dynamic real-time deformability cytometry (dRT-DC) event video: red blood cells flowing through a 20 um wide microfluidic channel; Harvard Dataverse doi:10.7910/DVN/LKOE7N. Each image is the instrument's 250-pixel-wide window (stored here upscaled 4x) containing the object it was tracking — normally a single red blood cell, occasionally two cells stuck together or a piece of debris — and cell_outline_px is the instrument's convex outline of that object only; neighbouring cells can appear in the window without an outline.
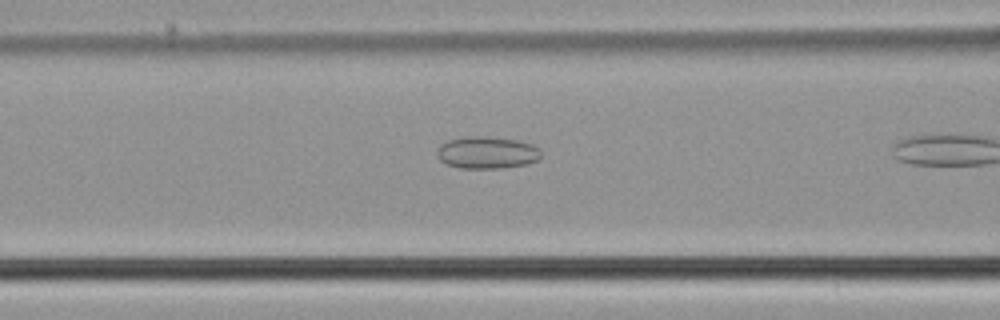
{"species": "common noctule bat (a hibernating species)", "species_latin": "Nyctalus noctula", "temperature_condition": "cold", "stored_images_in_passage": 9, "camera_frame_rate_fps": 3000, "um_per_image_px": 0.085, "animal": {"sex": "male", "body_mass_g": 21.5, "forearm_length_mm": 52.0}, "frame": {"image": 1, "passage_image": 7, "time_ms": 2.0, "image_size_px": [1000, 320], "cell_outline_px": [[540, 156], [536, 160], [524, 164], [500, 168], [460, 168], [448, 164], [440, 160], [436, 156], [436, 152], [440, 144], [448, 140], [468, 136], [480, 136], [516, 140], [532, 144], [540, 148]], "centroid_in_image_um": [41.35, 12.96], "position_along_channel_um": 125.3, "area_um2": 19.31}}